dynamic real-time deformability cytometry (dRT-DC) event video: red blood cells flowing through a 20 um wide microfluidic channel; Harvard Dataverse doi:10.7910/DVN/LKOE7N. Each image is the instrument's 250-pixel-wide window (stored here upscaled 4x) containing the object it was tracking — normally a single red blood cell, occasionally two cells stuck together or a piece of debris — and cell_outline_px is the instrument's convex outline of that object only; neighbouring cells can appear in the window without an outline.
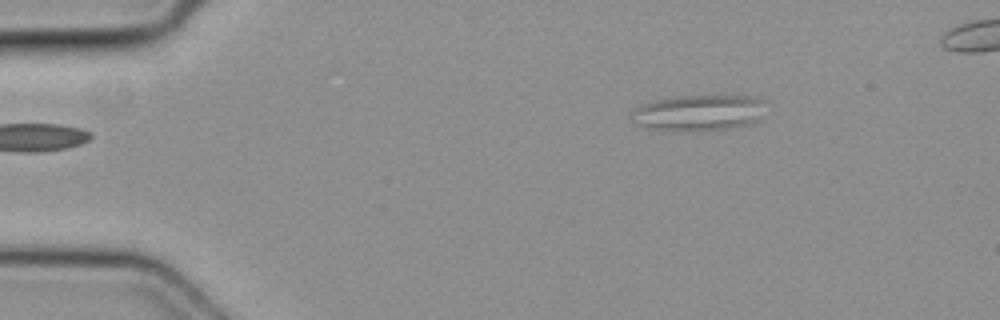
{"species": "common noctule bat (a hibernating species)", "species_latin": "Nyctalus noctula", "temperature_condition": "cold", "stored_images_in_passage": 32, "camera_frame_rate_fps": 3000, "um_per_image_px": 0.085, "animal": {"sex": "female", "body_mass_g": 19.3, "forearm_length_mm": 54.1}, "frame": {"image": 1, "passage_image": 1, "time_ms": 0.0, "image_size_px": [1000, 320], "cell_outline_px": [[764, 100], [760, 120], [752, 124], [724, 128], [652, 128], [640, 124], [632, 112], [636, 108], [644, 104], [656, 100], [676, 96], [756, 96]], "centroid_in_image_um": [59.53, 9.52], "position_along_channel_um": 25.5, "area_um2": 26.59}}
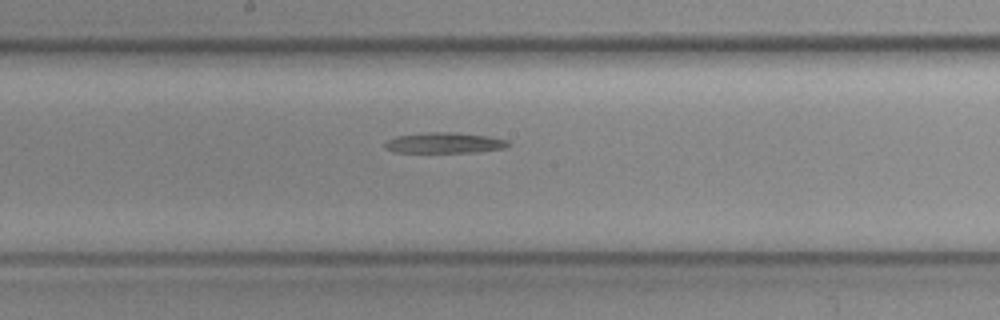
{"frame": {"image": 2, "passage_image": 20, "time_ms": 6.333, "image_size_px": [1000, 320], "cell_outline_px": [[508, 144], [504, 148], [476, 152], [396, 152], [388, 148], [384, 144], [388, 140], [396, 136], [428, 132], [452, 132], [488, 136], [508, 140]], "centroid_in_image_um": [37.79, 12.14], "position_along_channel_um": 210.4, "area_um2": 14.57}}
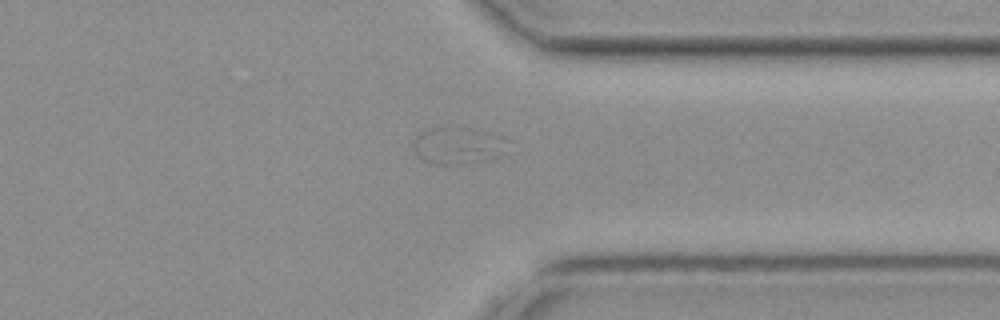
{"frame": {"image": 3, "passage_image": 32, "time_ms": 10.333, "image_size_px": [1000, 320], "cell_outline_px": [[504, 140], [464, 164], [432, 164], [420, 160], [416, 156], [412, 148], [412, 144], [424, 132], [432, 128], [460, 124], [504, 136]], "centroid_in_image_um": [38.57, 12.27], "position_along_channel_um": 372.8, "area_um2": 18.55}}